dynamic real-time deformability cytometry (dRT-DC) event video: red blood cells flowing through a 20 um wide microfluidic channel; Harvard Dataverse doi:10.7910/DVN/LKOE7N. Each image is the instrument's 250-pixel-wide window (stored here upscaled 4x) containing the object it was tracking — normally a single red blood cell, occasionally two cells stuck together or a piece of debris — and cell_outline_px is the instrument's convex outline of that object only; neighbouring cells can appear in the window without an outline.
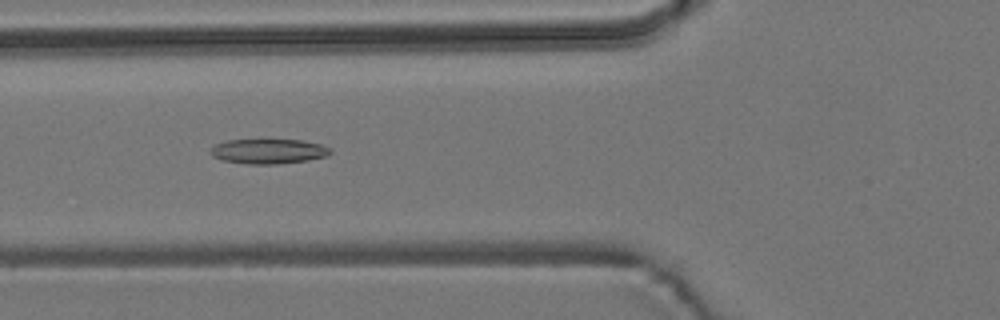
{"species": "common noctule bat (a hibernating species)", "species_latin": "Nyctalus noctula", "temperature_condition": "room temperature", "stored_images_in_passage": 7, "camera_frame_rate_fps": 3000, "um_per_image_px": 0.085, "animal": {"sex": "male", "body_mass_g": 19.2, "forearm_length_mm": 51.8}, "frame": {"image": 1, "passage_image": 5, "time_ms": 5.667, "image_size_px": [1000, 320], "cell_outline_px": [[332, 152], [328, 156], [308, 160], [276, 164], [248, 164], [224, 160], [212, 156], [208, 152], [216, 144], [228, 140], [304, 140], [320, 144], [332, 148]], "centroid_in_image_um": [22.86, 12.86], "position_along_channel_um": 102.9, "area_um2": 17.34}}
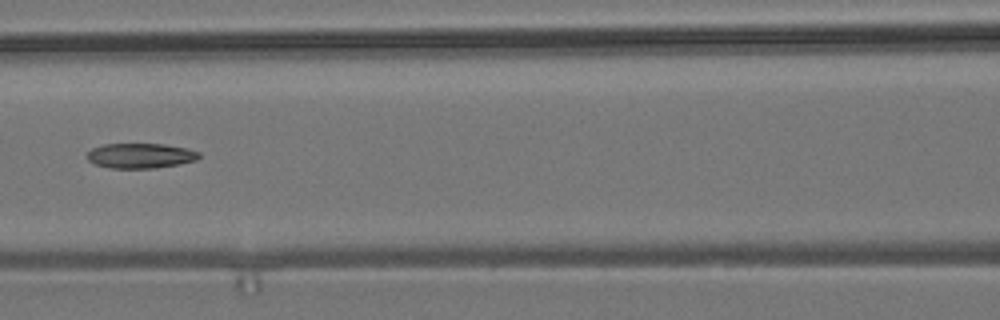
{"frame": {"image": 2, "passage_image": 6, "time_ms": 7.0, "image_size_px": [1000, 320], "cell_outline_px": [[200, 156], [196, 160], [180, 164], [156, 168], [112, 168], [96, 164], [88, 160], [88, 152], [92, 148], [104, 144], [164, 144], [188, 148], [200, 152]], "centroid_in_image_um": [11.98, 13.23], "position_along_channel_um": 154.6, "area_um2": 16.3}}
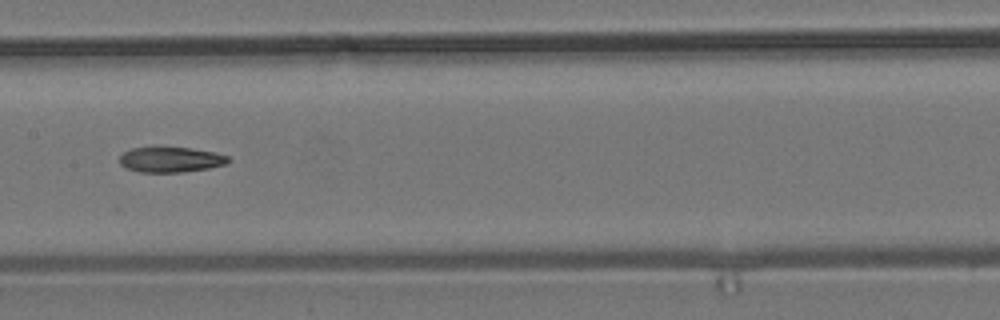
{"frame": {"image": 3, "passage_image": 7, "time_ms": 8.0, "image_size_px": [1000, 320], "cell_outline_px": [[232, 160], [224, 164], [208, 168], [184, 172], [140, 172], [128, 168], [120, 164], [120, 156], [124, 152], [132, 148], [192, 148], [216, 152], [228, 156]], "centroid_in_image_um": [14.55, 13.57], "position_along_channel_um": 192.9, "area_um2": 15.84}}